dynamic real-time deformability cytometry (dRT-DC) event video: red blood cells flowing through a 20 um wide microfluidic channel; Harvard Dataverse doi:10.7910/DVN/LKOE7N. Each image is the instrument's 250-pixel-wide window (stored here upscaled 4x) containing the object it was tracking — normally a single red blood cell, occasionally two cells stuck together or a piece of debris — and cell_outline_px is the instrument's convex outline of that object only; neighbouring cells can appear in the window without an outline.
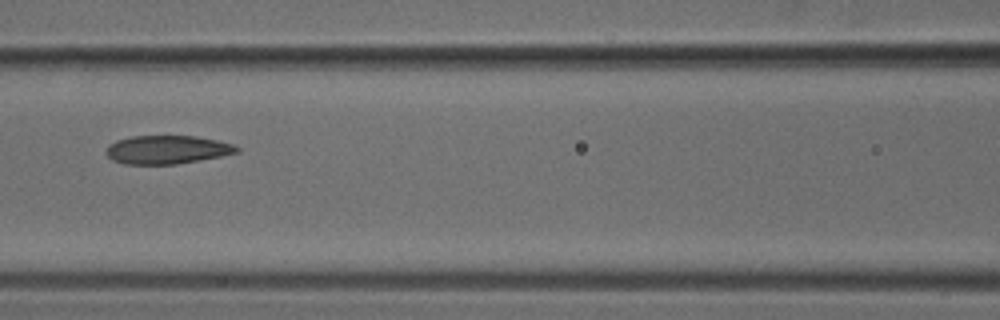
{"species": "common noctule bat (a hibernating species)", "species_latin": "Nyctalus noctula", "temperature_condition": "cold", "stored_images_in_passage": 4, "camera_frame_rate_fps": 3000, "um_per_image_px": 0.085, "animal": {"sex": "male", "body_mass_g": 18.8}, "frame": {"image": 1, "passage_image": 4, "time_ms": 1.0, "image_size_px": [1000, 320], "cell_outline_px": [[240, 152], [220, 156], [176, 164], [124, 164], [112, 160], [108, 156], [108, 144], [116, 140], [132, 136], [196, 136], [216, 140], [232, 144], [240, 148]], "centroid_in_image_um": [14.2, 12.72], "position_along_channel_um": 152.4, "area_um2": 21.5}}